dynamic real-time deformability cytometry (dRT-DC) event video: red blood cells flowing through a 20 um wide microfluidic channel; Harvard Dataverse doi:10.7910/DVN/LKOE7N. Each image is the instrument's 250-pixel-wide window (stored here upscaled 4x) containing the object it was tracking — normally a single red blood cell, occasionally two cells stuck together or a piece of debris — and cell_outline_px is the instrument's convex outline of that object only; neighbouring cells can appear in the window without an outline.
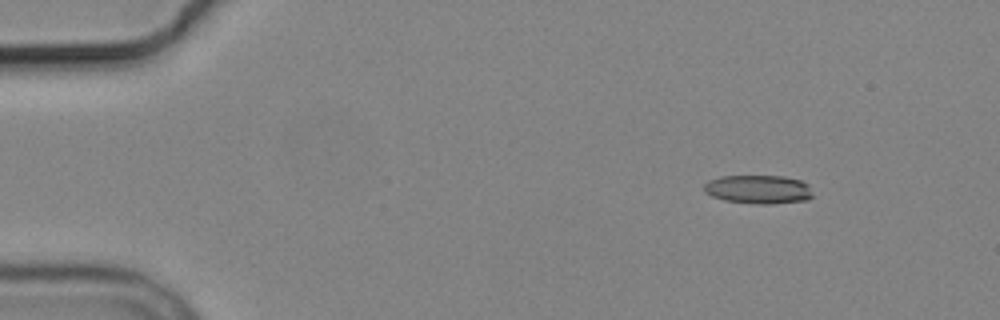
{"species": "common noctule bat (a hibernating species)", "species_latin": "Nyctalus noctula", "temperature_condition": "cold", "stored_images_in_passage": 4, "camera_frame_rate_fps": 3000, "um_per_image_px": 0.085, "animal": {"sex": "male", "body_mass_g": 19.2, "forearm_length_mm": 51.8}, "frame": {"image": 1, "passage_image": 1, "time_ms": 0.0, "image_size_px": [1000, 320], "cell_outline_px": [[812, 196], [808, 200], [772, 204], [756, 204], [724, 200], [712, 196], [704, 192], [704, 184], [708, 180], [720, 176], [784, 176], [800, 180], [808, 184]], "centroid_in_image_um": [64.45, 16.1], "position_along_channel_um": 20.6, "area_um2": 18.26}}
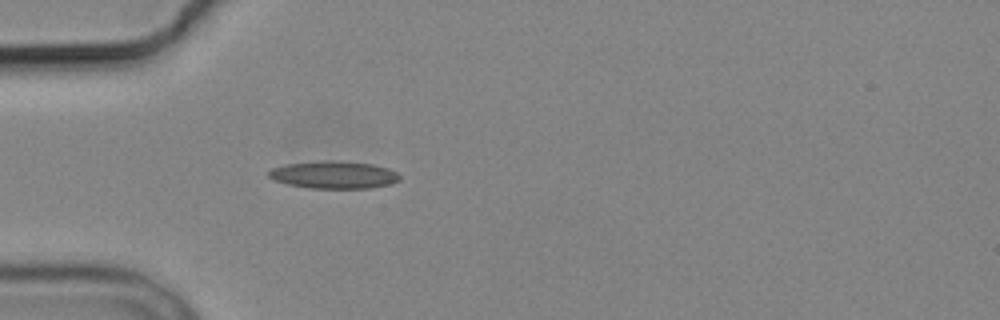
{"frame": {"image": 2, "passage_image": 4, "time_ms": 3.333, "image_size_px": [1000, 320], "cell_outline_px": [[400, 180], [392, 184], [368, 188], [312, 188], [288, 184], [272, 180], [268, 176], [268, 172], [272, 168], [288, 164], [324, 160], [332, 160], [372, 164], [388, 168], [396, 172], [400, 176]], "centroid_in_image_um": [28.38, 14.86], "position_along_channel_um": 56.6, "area_um2": 20.92}}